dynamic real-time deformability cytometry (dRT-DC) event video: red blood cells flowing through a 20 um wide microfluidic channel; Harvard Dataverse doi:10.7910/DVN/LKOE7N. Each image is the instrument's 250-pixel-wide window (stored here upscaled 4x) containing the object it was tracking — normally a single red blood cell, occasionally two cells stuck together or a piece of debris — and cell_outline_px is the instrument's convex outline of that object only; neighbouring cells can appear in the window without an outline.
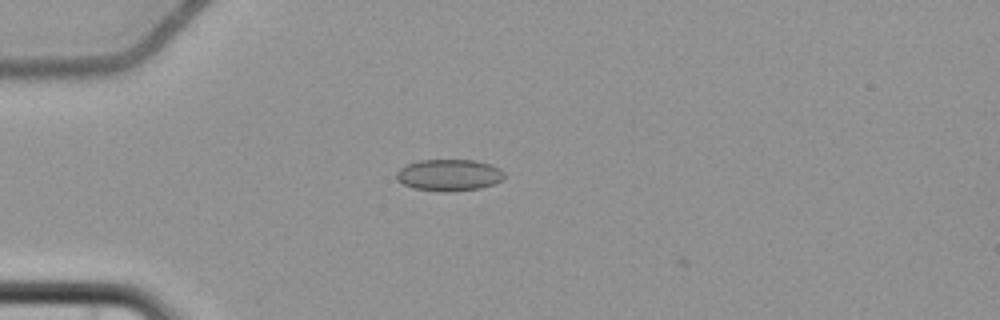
{"species": "common noctule bat (a hibernating species)", "species_latin": "Nyctalus noctula", "temperature_condition": "cold", "stored_images_in_passage": 4, "camera_frame_rate_fps": 3000, "um_per_image_px": 0.085, "animal": {"sex": "female", "body_mass_g": 22.7, "forearm_length_mm": 54.2}, "frame": {"image": 1, "passage_image": 3, "time_ms": 2.333, "image_size_px": [1000, 320], "cell_outline_px": [[504, 176], [496, 184], [480, 188], [444, 192], [412, 188], [396, 180], [396, 172], [400, 168], [408, 164], [420, 160], [476, 160], [492, 164], [500, 168], [504, 172]], "centroid_in_image_um": [38.18, 14.88], "position_along_channel_um": 46.8, "area_um2": 20.0}}